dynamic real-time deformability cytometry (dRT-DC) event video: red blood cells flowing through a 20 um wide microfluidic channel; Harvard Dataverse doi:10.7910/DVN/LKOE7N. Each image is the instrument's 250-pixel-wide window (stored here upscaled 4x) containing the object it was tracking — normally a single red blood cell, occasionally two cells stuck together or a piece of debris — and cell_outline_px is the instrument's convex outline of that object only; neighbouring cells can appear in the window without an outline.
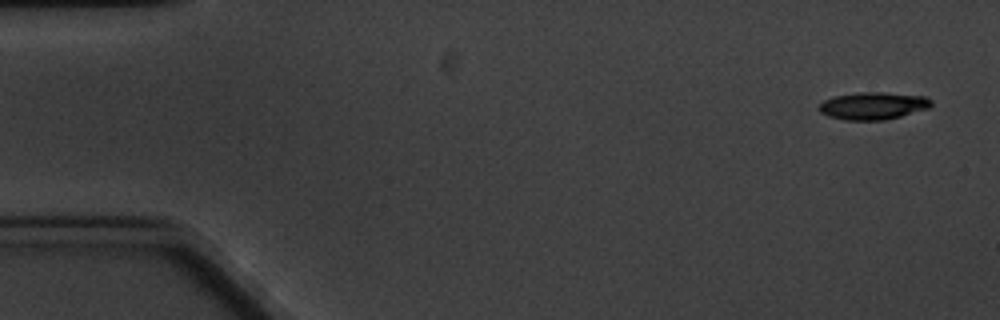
{"species": "common noctule bat (a hibernating species)", "species_latin": "Nyctalus noctula", "temperature_condition": "cold", "stored_images_in_passage": 5, "camera_frame_rate_fps": 3000, "um_per_image_px": 0.085, "animal": {"sex": "male", "body_mass_g": 20.1, "forearm_length_mm": 53.5}, "frame": {"image": 1, "passage_image": 1, "time_ms": 0.0, "image_size_px": [1000, 320], "cell_outline_px": [[932, 104], [928, 108], [900, 116], [884, 120], [844, 120], [828, 116], [820, 112], [816, 108], [824, 100], [832, 96], [860, 92], [884, 92], [924, 96], [932, 100]], "centroid_in_image_um": [74.17, 8.99], "position_along_channel_um": 10.8, "area_um2": 17.98}}
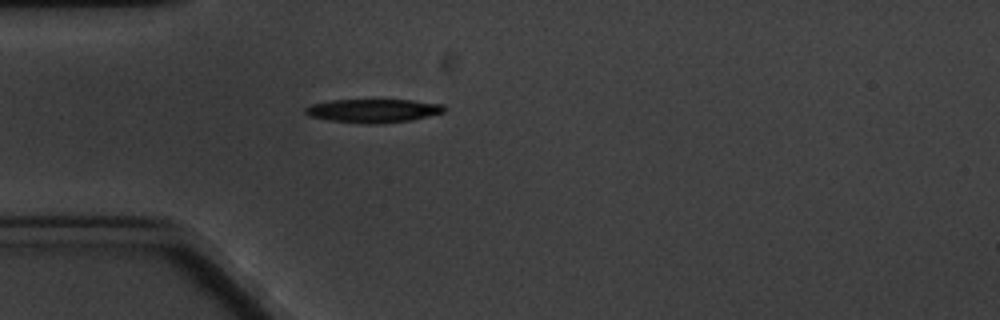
{"frame": {"image": 2, "passage_image": 5, "time_ms": 4.667, "image_size_px": [1000, 320], "cell_outline_px": [[444, 112], [412, 120], [376, 124], [368, 124], [328, 120], [308, 116], [304, 112], [304, 108], [312, 104], [332, 100], [412, 100], [444, 104]], "centroid_in_image_um": [31.71, 9.41], "position_along_channel_um": 53.3, "area_um2": 19.07}}